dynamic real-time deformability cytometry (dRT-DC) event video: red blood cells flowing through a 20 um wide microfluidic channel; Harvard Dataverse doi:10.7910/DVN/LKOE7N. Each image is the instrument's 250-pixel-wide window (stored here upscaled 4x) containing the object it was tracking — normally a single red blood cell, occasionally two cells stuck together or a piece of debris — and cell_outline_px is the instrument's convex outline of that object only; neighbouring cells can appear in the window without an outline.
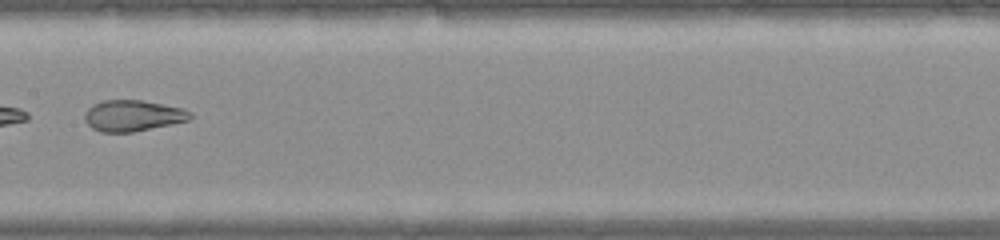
{"species": "common noctule bat (a hibernating species)", "species_latin": "Nyctalus noctula", "temperature_condition": "warm", "stored_images_in_passage": 34, "camera_frame_rate_fps": 3000, "um_per_image_px": 0.085, "animal": {"sex": "female", "body_mass_g": 22.0, "forearm_length_mm": 56.7}, "frame": {"image": 1, "passage_image": 15, "time_ms": 4.667, "image_size_px": [1000, 240], "cell_outline_px": [[192, 116], [188, 120], [172, 124], [132, 132], [100, 132], [92, 128], [84, 120], [84, 112], [92, 104], [104, 100], [140, 100], [164, 104], [184, 108], [192, 112]], "centroid_in_image_um": [11.28, 9.82], "position_along_channel_um": 196.1, "area_um2": 19.25}}
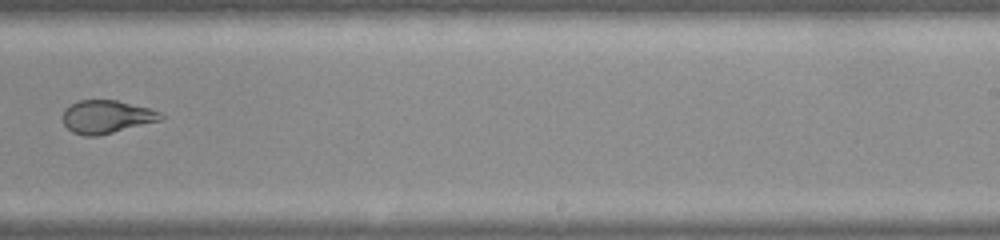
{"frame": {"image": 2, "passage_image": 20, "time_ms": 6.333, "image_size_px": [1000, 240], "cell_outline_px": [[164, 116], [160, 120], [96, 136], [84, 136], [72, 132], [64, 124], [64, 112], [72, 104], [80, 100], [116, 100], [148, 108], [160, 112]], "centroid_in_image_um": [9.05, 9.93], "position_along_channel_um": 279.9, "area_um2": 18.38}}